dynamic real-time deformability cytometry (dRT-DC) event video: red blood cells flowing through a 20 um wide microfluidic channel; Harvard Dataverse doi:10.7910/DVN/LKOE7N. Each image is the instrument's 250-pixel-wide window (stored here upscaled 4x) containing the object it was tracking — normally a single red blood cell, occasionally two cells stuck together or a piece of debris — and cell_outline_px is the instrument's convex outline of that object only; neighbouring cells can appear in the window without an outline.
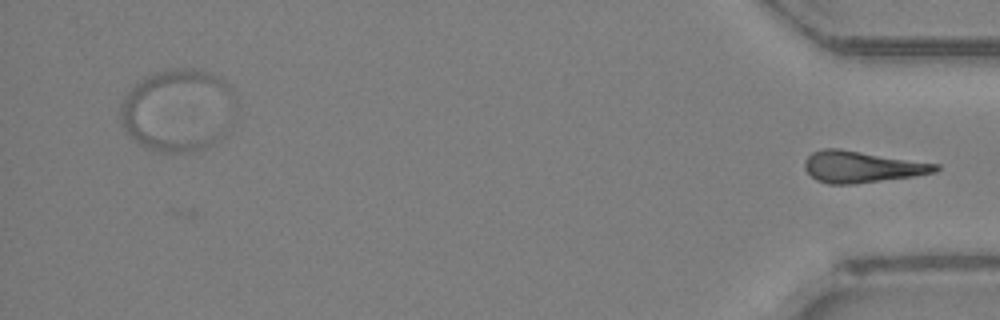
{"species": "Egyptian fruit bat (a non-hibernating species)", "species_latin": "Rousettus aegyptiacus", "temperature_condition": "room temperature", "stored_images_in_passage": 50, "camera_frame_rate_fps": 3000, "um_per_image_px": 0.085, "animal": {"sex": "female"}, "frame": {"image": 1, "passage_image": 50, "time_ms": 16.333, "image_size_px": [1000, 320], "cell_outline_px": [[940, 168], [936, 172], [912, 176], [852, 184], [828, 184], [816, 180], [804, 168], [804, 160], [812, 152], [824, 148], [840, 148], [940, 164]], "centroid_in_image_um": [73.24, 14.16], "position_along_channel_um": 362.0, "area_um2": 24.04}}